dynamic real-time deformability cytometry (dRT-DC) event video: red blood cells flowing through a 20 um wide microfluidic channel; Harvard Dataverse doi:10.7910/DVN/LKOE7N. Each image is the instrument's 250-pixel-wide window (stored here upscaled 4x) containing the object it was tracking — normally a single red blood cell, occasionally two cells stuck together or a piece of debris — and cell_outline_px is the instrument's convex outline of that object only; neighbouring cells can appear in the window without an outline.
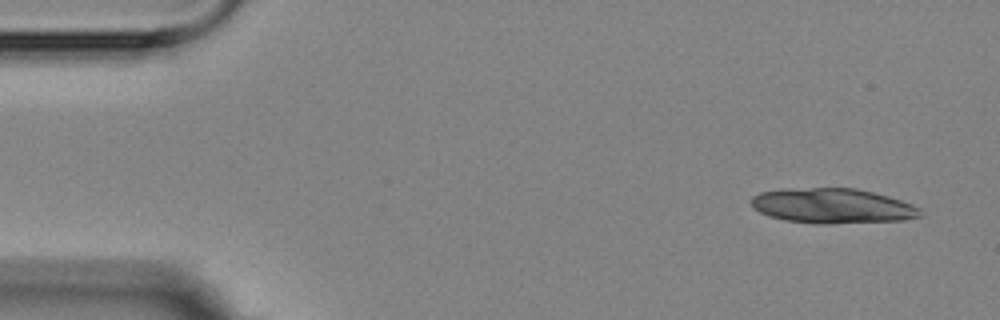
{"species": "Egyptian fruit bat (a non-hibernating species)", "species_latin": "Rousettus aegyptiacus", "temperature_condition": "room temperature", "stored_images_in_passage": 5, "camera_frame_rate_fps": 3000, "um_per_image_px": 0.085, "animal": {"sex": "female"}, "frame": {"image": 1, "passage_image": 1, "time_ms": 0.0, "image_size_px": [1000, 320], "cell_outline_px": [[924, 216], [904, 220], [824, 224], [820, 224], [784, 220], [768, 216], [752, 208], [752, 196], [760, 192], [780, 188], [856, 188], [888, 196], [912, 204], [920, 208], [924, 212]], "centroid_in_image_um": [70.76, 17.5], "position_along_channel_um": 14.2, "area_um2": 34.8}}